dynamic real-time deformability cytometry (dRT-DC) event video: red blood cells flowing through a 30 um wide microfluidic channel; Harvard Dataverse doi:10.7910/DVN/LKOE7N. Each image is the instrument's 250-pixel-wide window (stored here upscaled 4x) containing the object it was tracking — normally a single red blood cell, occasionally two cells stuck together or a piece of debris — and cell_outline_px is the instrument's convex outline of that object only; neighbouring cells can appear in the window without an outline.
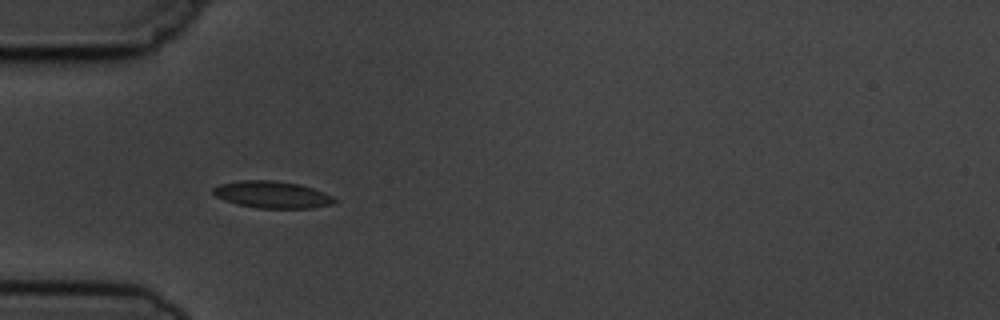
{"species": "common noctule bat (a hibernating species)", "species_latin": "Nyctalus noctula", "temperature_condition": "cold", "stored_images_in_passage": 12, "camera_frame_rate_fps": 3000, "um_per_image_px": 0.085, "animal": {"sex": "male", "body_mass_g": 19.5, "forearm_length_mm": 54.6}, "frame": {"image": 1, "passage_image": 2, "time_ms": 2.0, "image_size_px": [1000, 320], "cell_outline_px": [[336, 200], [332, 204], [312, 208], [256, 208], [236, 204], [224, 200], [216, 196], [212, 192], [212, 188], [220, 184], [240, 180], [276, 180], [300, 184], [324, 192], [332, 196]], "centroid_in_image_um": [23.11, 16.54], "position_along_channel_um": 61.9, "area_um2": 19.13}}
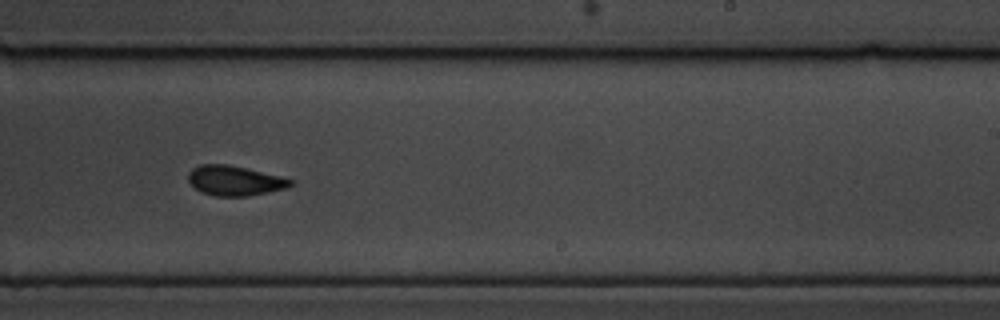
{"frame": {"image": 2, "passage_image": 7, "time_ms": 7.667, "image_size_px": [1000, 320], "cell_outline_px": [[296, 184], [284, 188], [268, 192], [248, 196], [216, 196], [200, 192], [188, 180], [188, 172], [192, 168], [200, 164], [228, 164], [280, 176], [292, 180]], "centroid_in_image_um": [19.93, 15.35], "position_along_channel_um": 269.1, "area_um2": 17.74}}
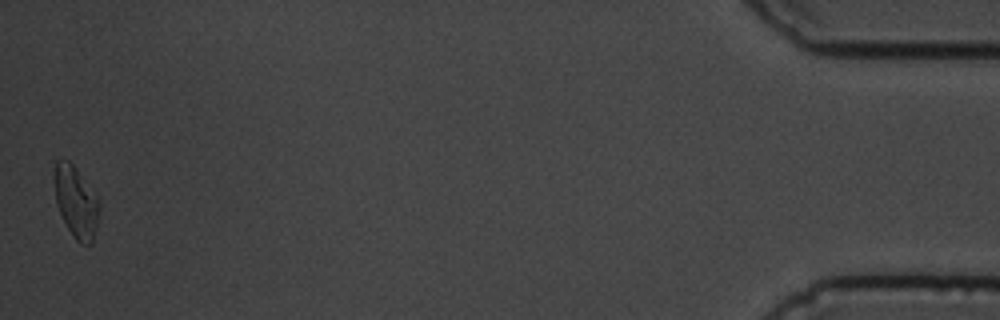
{"frame": {"image": 3, "passage_image": 12, "time_ms": 14.333, "image_size_px": [1000, 320], "cell_outline_px": [[100, 208], [96, 228], [92, 244], [80, 244], [72, 236], [56, 204], [56, 160], [68, 160], [72, 164], [96, 200]], "centroid_in_image_um": [6.46, 17.26], "position_along_channel_um": 428.7, "area_um2": 17.57}, "authors_computed_cell_mechanics": {"area_um2": 17.9758, "velocity_mm_per_s": 3.7197, "shape_relaxation_time_tau1_ms": 5.0606, "shape_relaxation_time_tau2_ms": 2.835, "deformation_change_tau1": 0.1104, "deformation_change_tau2": 0.0261}}